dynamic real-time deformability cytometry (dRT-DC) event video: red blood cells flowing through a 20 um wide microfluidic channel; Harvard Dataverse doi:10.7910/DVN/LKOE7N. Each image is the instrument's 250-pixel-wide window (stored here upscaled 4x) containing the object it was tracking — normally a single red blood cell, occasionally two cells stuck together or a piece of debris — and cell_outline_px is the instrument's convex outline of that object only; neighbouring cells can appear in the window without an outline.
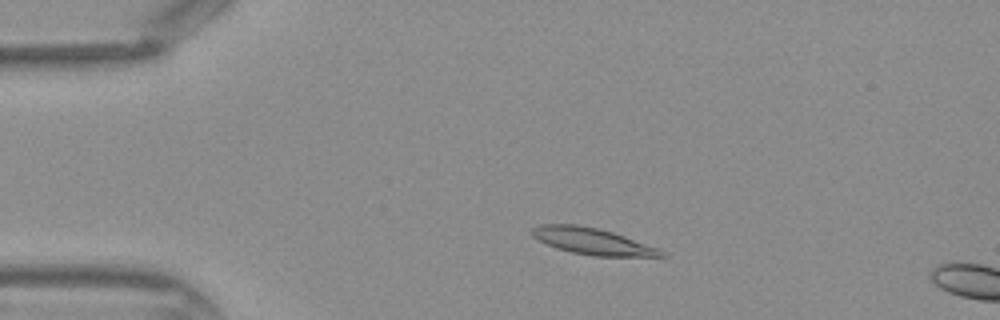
{"species": "Egyptian fruit bat (a non-hibernating species)", "species_latin": "Rousettus aegyptiacus", "temperature_condition": "warm", "stored_images_in_passage": 7, "camera_frame_rate_fps": 3000, "um_per_image_px": 0.085, "frame": {"image": 1, "passage_image": 4, "time_ms": 1.0, "image_size_px": [1000, 320], "cell_outline_px": [[668, 256], [592, 256], [572, 252], [556, 248], [532, 236], [532, 228], [540, 224], [576, 224], [596, 228], [612, 232], [624, 236], [656, 248], [664, 252]], "centroid_in_image_um": [50.31, 20.5], "position_along_channel_um": 34.7, "area_um2": 19.54}}